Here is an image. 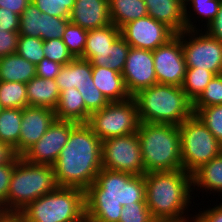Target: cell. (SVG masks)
Instances as JSON below:
<instances>
[{"mask_svg": "<svg viewBox=\"0 0 222 222\" xmlns=\"http://www.w3.org/2000/svg\"><path fill=\"white\" fill-rule=\"evenodd\" d=\"M153 220L146 202H133L121 210L119 222H150Z\"/></svg>", "mask_w": 222, "mask_h": 222, "instance_id": "cell-40", "label": "cell"}, {"mask_svg": "<svg viewBox=\"0 0 222 222\" xmlns=\"http://www.w3.org/2000/svg\"><path fill=\"white\" fill-rule=\"evenodd\" d=\"M43 50L47 59L61 65H66L74 59L61 38L44 41Z\"/></svg>", "mask_w": 222, "mask_h": 222, "instance_id": "cell-39", "label": "cell"}, {"mask_svg": "<svg viewBox=\"0 0 222 222\" xmlns=\"http://www.w3.org/2000/svg\"><path fill=\"white\" fill-rule=\"evenodd\" d=\"M3 214H4V212H3V210H2V208H1V206H0V217H1Z\"/></svg>", "mask_w": 222, "mask_h": 222, "instance_id": "cell-53", "label": "cell"}, {"mask_svg": "<svg viewBox=\"0 0 222 222\" xmlns=\"http://www.w3.org/2000/svg\"><path fill=\"white\" fill-rule=\"evenodd\" d=\"M222 0H184V19L186 24V30H198L196 28V24L192 22L193 20L190 19L191 13L190 10V3L192 5V11L196 12V14L200 15L205 19V26L208 27L214 18L217 16L219 6L221 4ZM187 5L189 7V10L187 8ZM188 10V11H187Z\"/></svg>", "mask_w": 222, "mask_h": 222, "instance_id": "cell-29", "label": "cell"}, {"mask_svg": "<svg viewBox=\"0 0 222 222\" xmlns=\"http://www.w3.org/2000/svg\"><path fill=\"white\" fill-rule=\"evenodd\" d=\"M69 23V18H59L41 12V39L47 41L62 38Z\"/></svg>", "mask_w": 222, "mask_h": 222, "instance_id": "cell-37", "label": "cell"}, {"mask_svg": "<svg viewBox=\"0 0 222 222\" xmlns=\"http://www.w3.org/2000/svg\"><path fill=\"white\" fill-rule=\"evenodd\" d=\"M19 36L18 32L0 29V57L16 53Z\"/></svg>", "mask_w": 222, "mask_h": 222, "instance_id": "cell-43", "label": "cell"}, {"mask_svg": "<svg viewBox=\"0 0 222 222\" xmlns=\"http://www.w3.org/2000/svg\"><path fill=\"white\" fill-rule=\"evenodd\" d=\"M30 3L31 0H0V7L8 8L20 16Z\"/></svg>", "mask_w": 222, "mask_h": 222, "instance_id": "cell-48", "label": "cell"}, {"mask_svg": "<svg viewBox=\"0 0 222 222\" xmlns=\"http://www.w3.org/2000/svg\"><path fill=\"white\" fill-rule=\"evenodd\" d=\"M102 168L144 175L145 167L137 133L102 141Z\"/></svg>", "mask_w": 222, "mask_h": 222, "instance_id": "cell-11", "label": "cell"}, {"mask_svg": "<svg viewBox=\"0 0 222 222\" xmlns=\"http://www.w3.org/2000/svg\"><path fill=\"white\" fill-rule=\"evenodd\" d=\"M77 90L84 100L85 108L90 113L101 110L110 103L96 87L80 88Z\"/></svg>", "mask_w": 222, "mask_h": 222, "instance_id": "cell-41", "label": "cell"}, {"mask_svg": "<svg viewBox=\"0 0 222 222\" xmlns=\"http://www.w3.org/2000/svg\"><path fill=\"white\" fill-rule=\"evenodd\" d=\"M192 189L201 188L222 193V152L210 162L201 165L192 174ZM197 186V188H196Z\"/></svg>", "mask_w": 222, "mask_h": 222, "instance_id": "cell-24", "label": "cell"}, {"mask_svg": "<svg viewBox=\"0 0 222 222\" xmlns=\"http://www.w3.org/2000/svg\"><path fill=\"white\" fill-rule=\"evenodd\" d=\"M77 222H89V220L87 219V217H85L83 220L77 221Z\"/></svg>", "mask_w": 222, "mask_h": 222, "instance_id": "cell-52", "label": "cell"}, {"mask_svg": "<svg viewBox=\"0 0 222 222\" xmlns=\"http://www.w3.org/2000/svg\"><path fill=\"white\" fill-rule=\"evenodd\" d=\"M153 61L158 84L181 87L186 73L181 33L157 47L153 51Z\"/></svg>", "mask_w": 222, "mask_h": 222, "instance_id": "cell-13", "label": "cell"}, {"mask_svg": "<svg viewBox=\"0 0 222 222\" xmlns=\"http://www.w3.org/2000/svg\"><path fill=\"white\" fill-rule=\"evenodd\" d=\"M16 156L14 149L0 140V165L9 164Z\"/></svg>", "mask_w": 222, "mask_h": 222, "instance_id": "cell-49", "label": "cell"}, {"mask_svg": "<svg viewBox=\"0 0 222 222\" xmlns=\"http://www.w3.org/2000/svg\"><path fill=\"white\" fill-rule=\"evenodd\" d=\"M62 65L56 61H52L44 57L36 65V76L45 79H55L59 74Z\"/></svg>", "mask_w": 222, "mask_h": 222, "instance_id": "cell-44", "label": "cell"}, {"mask_svg": "<svg viewBox=\"0 0 222 222\" xmlns=\"http://www.w3.org/2000/svg\"><path fill=\"white\" fill-rule=\"evenodd\" d=\"M150 222H173V221L163 220V219H153Z\"/></svg>", "mask_w": 222, "mask_h": 222, "instance_id": "cell-51", "label": "cell"}, {"mask_svg": "<svg viewBox=\"0 0 222 222\" xmlns=\"http://www.w3.org/2000/svg\"><path fill=\"white\" fill-rule=\"evenodd\" d=\"M28 106L26 84L22 82L0 81V107L2 109Z\"/></svg>", "mask_w": 222, "mask_h": 222, "instance_id": "cell-31", "label": "cell"}, {"mask_svg": "<svg viewBox=\"0 0 222 222\" xmlns=\"http://www.w3.org/2000/svg\"><path fill=\"white\" fill-rule=\"evenodd\" d=\"M87 35L88 30L71 22L67 25L61 39L74 58H80L83 55Z\"/></svg>", "mask_w": 222, "mask_h": 222, "instance_id": "cell-34", "label": "cell"}, {"mask_svg": "<svg viewBox=\"0 0 222 222\" xmlns=\"http://www.w3.org/2000/svg\"><path fill=\"white\" fill-rule=\"evenodd\" d=\"M148 16L164 23L175 34L186 30L184 0H144Z\"/></svg>", "mask_w": 222, "mask_h": 222, "instance_id": "cell-18", "label": "cell"}, {"mask_svg": "<svg viewBox=\"0 0 222 222\" xmlns=\"http://www.w3.org/2000/svg\"><path fill=\"white\" fill-rule=\"evenodd\" d=\"M137 104L133 97L121 102H110L92 112L86 123L104 141L108 138L137 133L139 126Z\"/></svg>", "mask_w": 222, "mask_h": 222, "instance_id": "cell-9", "label": "cell"}, {"mask_svg": "<svg viewBox=\"0 0 222 222\" xmlns=\"http://www.w3.org/2000/svg\"><path fill=\"white\" fill-rule=\"evenodd\" d=\"M222 105V74L215 75L200 96L193 102V108Z\"/></svg>", "mask_w": 222, "mask_h": 222, "instance_id": "cell-36", "label": "cell"}, {"mask_svg": "<svg viewBox=\"0 0 222 222\" xmlns=\"http://www.w3.org/2000/svg\"><path fill=\"white\" fill-rule=\"evenodd\" d=\"M193 111L222 145V105L193 108Z\"/></svg>", "mask_w": 222, "mask_h": 222, "instance_id": "cell-33", "label": "cell"}, {"mask_svg": "<svg viewBox=\"0 0 222 222\" xmlns=\"http://www.w3.org/2000/svg\"><path fill=\"white\" fill-rule=\"evenodd\" d=\"M23 109H1L0 140L14 148L19 143Z\"/></svg>", "mask_w": 222, "mask_h": 222, "instance_id": "cell-28", "label": "cell"}, {"mask_svg": "<svg viewBox=\"0 0 222 222\" xmlns=\"http://www.w3.org/2000/svg\"><path fill=\"white\" fill-rule=\"evenodd\" d=\"M92 78L96 88L109 102H121L131 97L125 87L122 73L109 67L92 66Z\"/></svg>", "mask_w": 222, "mask_h": 222, "instance_id": "cell-20", "label": "cell"}, {"mask_svg": "<svg viewBox=\"0 0 222 222\" xmlns=\"http://www.w3.org/2000/svg\"><path fill=\"white\" fill-rule=\"evenodd\" d=\"M57 187L53 166L33 164L17 156L9 183L6 213H19L28 204Z\"/></svg>", "mask_w": 222, "mask_h": 222, "instance_id": "cell-6", "label": "cell"}, {"mask_svg": "<svg viewBox=\"0 0 222 222\" xmlns=\"http://www.w3.org/2000/svg\"><path fill=\"white\" fill-rule=\"evenodd\" d=\"M120 35V29L112 23L88 30L84 52L80 58L89 60L95 54V51L106 50Z\"/></svg>", "mask_w": 222, "mask_h": 222, "instance_id": "cell-27", "label": "cell"}, {"mask_svg": "<svg viewBox=\"0 0 222 222\" xmlns=\"http://www.w3.org/2000/svg\"><path fill=\"white\" fill-rule=\"evenodd\" d=\"M16 164L17 156L9 164L0 165V206L4 213H6V200L9 190V183Z\"/></svg>", "mask_w": 222, "mask_h": 222, "instance_id": "cell-42", "label": "cell"}, {"mask_svg": "<svg viewBox=\"0 0 222 222\" xmlns=\"http://www.w3.org/2000/svg\"><path fill=\"white\" fill-rule=\"evenodd\" d=\"M34 77H36L35 64L16 53L0 57V81L27 84Z\"/></svg>", "mask_w": 222, "mask_h": 222, "instance_id": "cell-23", "label": "cell"}, {"mask_svg": "<svg viewBox=\"0 0 222 222\" xmlns=\"http://www.w3.org/2000/svg\"><path fill=\"white\" fill-rule=\"evenodd\" d=\"M19 35L41 38V11L31 2L19 16Z\"/></svg>", "mask_w": 222, "mask_h": 222, "instance_id": "cell-32", "label": "cell"}, {"mask_svg": "<svg viewBox=\"0 0 222 222\" xmlns=\"http://www.w3.org/2000/svg\"><path fill=\"white\" fill-rule=\"evenodd\" d=\"M55 80L60 92L70 88L96 87L92 78L91 62L81 58H74L62 65Z\"/></svg>", "mask_w": 222, "mask_h": 222, "instance_id": "cell-19", "label": "cell"}, {"mask_svg": "<svg viewBox=\"0 0 222 222\" xmlns=\"http://www.w3.org/2000/svg\"><path fill=\"white\" fill-rule=\"evenodd\" d=\"M205 31L212 37L222 42V2L219 6L217 16L212 23L205 28Z\"/></svg>", "mask_w": 222, "mask_h": 222, "instance_id": "cell-47", "label": "cell"}, {"mask_svg": "<svg viewBox=\"0 0 222 222\" xmlns=\"http://www.w3.org/2000/svg\"><path fill=\"white\" fill-rule=\"evenodd\" d=\"M122 76L131 97L139 90L157 84L153 51L130 47Z\"/></svg>", "mask_w": 222, "mask_h": 222, "instance_id": "cell-15", "label": "cell"}, {"mask_svg": "<svg viewBox=\"0 0 222 222\" xmlns=\"http://www.w3.org/2000/svg\"><path fill=\"white\" fill-rule=\"evenodd\" d=\"M0 222H25L18 213H4L0 217Z\"/></svg>", "mask_w": 222, "mask_h": 222, "instance_id": "cell-50", "label": "cell"}, {"mask_svg": "<svg viewBox=\"0 0 222 222\" xmlns=\"http://www.w3.org/2000/svg\"><path fill=\"white\" fill-rule=\"evenodd\" d=\"M42 12L59 18H69L75 0H31Z\"/></svg>", "mask_w": 222, "mask_h": 222, "instance_id": "cell-38", "label": "cell"}, {"mask_svg": "<svg viewBox=\"0 0 222 222\" xmlns=\"http://www.w3.org/2000/svg\"><path fill=\"white\" fill-rule=\"evenodd\" d=\"M144 178L145 200L153 219L173 222L194 221V216L191 220L189 215H184L193 199L190 173L183 169L150 172L144 174Z\"/></svg>", "mask_w": 222, "mask_h": 222, "instance_id": "cell-3", "label": "cell"}, {"mask_svg": "<svg viewBox=\"0 0 222 222\" xmlns=\"http://www.w3.org/2000/svg\"><path fill=\"white\" fill-rule=\"evenodd\" d=\"M130 47L120 35L106 50L95 51V54L88 61L91 62L92 66L109 67L122 73Z\"/></svg>", "mask_w": 222, "mask_h": 222, "instance_id": "cell-25", "label": "cell"}, {"mask_svg": "<svg viewBox=\"0 0 222 222\" xmlns=\"http://www.w3.org/2000/svg\"><path fill=\"white\" fill-rule=\"evenodd\" d=\"M53 167L58 187L85 191L102 169V141L87 124H78Z\"/></svg>", "mask_w": 222, "mask_h": 222, "instance_id": "cell-2", "label": "cell"}, {"mask_svg": "<svg viewBox=\"0 0 222 222\" xmlns=\"http://www.w3.org/2000/svg\"><path fill=\"white\" fill-rule=\"evenodd\" d=\"M56 119L51 108L26 106L22 113L19 143L13 148L17 156H22L46 133Z\"/></svg>", "mask_w": 222, "mask_h": 222, "instance_id": "cell-16", "label": "cell"}, {"mask_svg": "<svg viewBox=\"0 0 222 222\" xmlns=\"http://www.w3.org/2000/svg\"><path fill=\"white\" fill-rule=\"evenodd\" d=\"M28 106L55 109L60 91L55 79L34 77L26 84Z\"/></svg>", "mask_w": 222, "mask_h": 222, "instance_id": "cell-22", "label": "cell"}, {"mask_svg": "<svg viewBox=\"0 0 222 222\" xmlns=\"http://www.w3.org/2000/svg\"><path fill=\"white\" fill-rule=\"evenodd\" d=\"M181 42L186 67L206 69L215 75L222 74V42L220 40L210 36L205 30L199 29L181 32Z\"/></svg>", "mask_w": 222, "mask_h": 222, "instance_id": "cell-10", "label": "cell"}, {"mask_svg": "<svg viewBox=\"0 0 222 222\" xmlns=\"http://www.w3.org/2000/svg\"><path fill=\"white\" fill-rule=\"evenodd\" d=\"M220 205H215L213 208H208L207 210L200 211L198 214L194 215L193 222H222V203Z\"/></svg>", "mask_w": 222, "mask_h": 222, "instance_id": "cell-46", "label": "cell"}, {"mask_svg": "<svg viewBox=\"0 0 222 222\" xmlns=\"http://www.w3.org/2000/svg\"><path fill=\"white\" fill-rule=\"evenodd\" d=\"M140 122L179 126L194 114L193 102L180 86L155 84L132 96Z\"/></svg>", "mask_w": 222, "mask_h": 222, "instance_id": "cell-4", "label": "cell"}, {"mask_svg": "<svg viewBox=\"0 0 222 222\" xmlns=\"http://www.w3.org/2000/svg\"><path fill=\"white\" fill-rule=\"evenodd\" d=\"M215 74L206 69L196 67H186V73L181 88L187 97L194 102L209 82L214 78Z\"/></svg>", "mask_w": 222, "mask_h": 222, "instance_id": "cell-30", "label": "cell"}, {"mask_svg": "<svg viewBox=\"0 0 222 222\" xmlns=\"http://www.w3.org/2000/svg\"><path fill=\"white\" fill-rule=\"evenodd\" d=\"M113 25L119 29L126 23L148 15L144 0H109Z\"/></svg>", "mask_w": 222, "mask_h": 222, "instance_id": "cell-26", "label": "cell"}, {"mask_svg": "<svg viewBox=\"0 0 222 222\" xmlns=\"http://www.w3.org/2000/svg\"><path fill=\"white\" fill-rule=\"evenodd\" d=\"M43 44L41 38L20 35L16 54L37 65L45 57Z\"/></svg>", "mask_w": 222, "mask_h": 222, "instance_id": "cell-35", "label": "cell"}, {"mask_svg": "<svg viewBox=\"0 0 222 222\" xmlns=\"http://www.w3.org/2000/svg\"><path fill=\"white\" fill-rule=\"evenodd\" d=\"M25 222H77L86 217L85 191L57 187L18 213Z\"/></svg>", "mask_w": 222, "mask_h": 222, "instance_id": "cell-7", "label": "cell"}, {"mask_svg": "<svg viewBox=\"0 0 222 222\" xmlns=\"http://www.w3.org/2000/svg\"><path fill=\"white\" fill-rule=\"evenodd\" d=\"M77 125V123L72 121L55 119L39 141L21 157L33 164L53 166L58 159L60 151L67 144L71 131Z\"/></svg>", "mask_w": 222, "mask_h": 222, "instance_id": "cell-12", "label": "cell"}, {"mask_svg": "<svg viewBox=\"0 0 222 222\" xmlns=\"http://www.w3.org/2000/svg\"><path fill=\"white\" fill-rule=\"evenodd\" d=\"M137 135L145 174L182 169L177 125L140 122Z\"/></svg>", "mask_w": 222, "mask_h": 222, "instance_id": "cell-5", "label": "cell"}, {"mask_svg": "<svg viewBox=\"0 0 222 222\" xmlns=\"http://www.w3.org/2000/svg\"><path fill=\"white\" fill-rule=\"evenodd\" d=\"M0 29L11 32L19 31V15L8 8L0 7Z\"/></svg>", "mask_w": 222, "mask_h": 222, "instance_id": "cell-45", "label": "cell"}, {"mask_svg": "<svg viewBox=\"0 0 222 222\" xmlns=\"http://www.w3.org/2000/svg\"><path fill=\"white\" fill-rule=\"evenodd\" d=\"M123 39L134 48L154 51L165 45L176 34L164 23L146 15L120 28Z\"/></svg>", "mask_w": 222, "mask_h": 222, "instance_id": "cell-14", "label": "cell"}, {"mask_svg": "<svg viewBox=\"0 0 222 222\" xmlns=\"http://www.w3.org/2000/svg\"><path fill=\"white\" fill-rule=\"evenodd\" d=\"M69 21L86 30L111 24L109 0H75Z\"/></svg>", "mask_w": 222, "mask_h": 222, "instance_id": "cell-17", "label": "cell"}, {"mask_svg": "<svg viewBox=\"0 0 222 222\" xmlns=\"http://www.w3.org/2000/svg\"><path fill=\"white\" fill-rule=\"evenodd\" d=\"M54 112L56 119L72 121L77 124H86L91 114L85 108L84 100L76 88L60 92L58 104Z\"/></svg>", "mask_w": 222, "mask_h": 222, "instance_id": "cell-21", "label": "cell"}, {"mask_svg": "<svg viewBox=\"0 0 222 222\" xmlns=\"http://www.w3.org/2000/svg\"><path fill=\"white\" fill-rule=\"evenodd\" d=\"M182 169L192 174L222 152V145L204 123L193 114L178 126Z\"/></svg>", "mask_w": 222, "mask_h": 222, "instance_id": "cell-8", "label": "cell"}, {"mask_svg": "<svg viewBox=\"0 0 222 222\" xmlns=\"http://www.w3.org/2000/svg\"><path fill=\"white\" fill-rule=\"evenodd\" d=\"M133 202H146L144 175L102 168L85 190L89 222H119L122 208Z\"/></svg>", "mask_w": 222, "mask_h": 222, "instance_id": "cell-1", "label": "cell"}]
</instances>
